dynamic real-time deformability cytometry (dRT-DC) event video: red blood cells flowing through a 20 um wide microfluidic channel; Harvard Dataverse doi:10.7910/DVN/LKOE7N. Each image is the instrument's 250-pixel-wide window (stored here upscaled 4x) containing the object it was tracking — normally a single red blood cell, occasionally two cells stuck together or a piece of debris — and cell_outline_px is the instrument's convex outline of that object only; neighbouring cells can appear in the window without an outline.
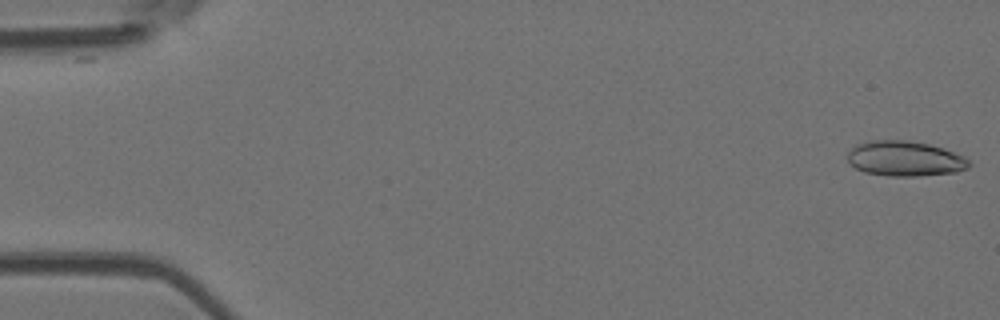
{"species": "Egyptian fruit bat (a non-hibernating species)", "species_latin": "Rousettus aegyptiacus", "temperature_condition": "room temperature", "stored_images_in_passage": 14, "segment_of_instrument_passage": [1, 2], "camera_frame_rate_fps": 3000, "um_per_image_px": 0.085, "animal": {"sex": "female"}, "frame": {"image": 1, "passage_image": 1, "time_ms": 0.0, "image_size_px": [1000, 320], "cell_outline_px": [[972, 164], [968, 168], [956, 172], [916, 176], [888, 176], [864, 172], [856, 168], [848, 160], [848, 152], [856, 144], [872, 140], [908, 140], [928, 144], [944, 148], [964, 156]], "centroid_in_image_um": [76.94, 13.48], "position_along_channel_um": 8.1, "area_um2": 24.91}}
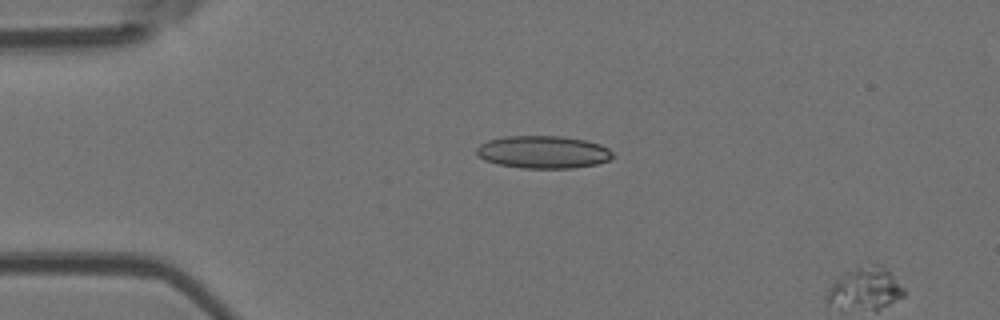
{"frame": {"image": 2, "passage_image": 12, "time_ms": 3.667, "image_size_px": [1000, 320], "cell_outline_px": [[612, 156], [608, 160], [596, 164], [572, 168], [520, 168], [496, 164], [484, 160], [476, 152], [476, 148], [480, 144], [488, 140], [504, 136], [560, 136], [584, 140], [600, 144], [608, 148], [612, 152]], "centroid_in_image_um": [46.13, 12.92], "position_along_channel_um": 38.9, "area_um2": 25.84}}